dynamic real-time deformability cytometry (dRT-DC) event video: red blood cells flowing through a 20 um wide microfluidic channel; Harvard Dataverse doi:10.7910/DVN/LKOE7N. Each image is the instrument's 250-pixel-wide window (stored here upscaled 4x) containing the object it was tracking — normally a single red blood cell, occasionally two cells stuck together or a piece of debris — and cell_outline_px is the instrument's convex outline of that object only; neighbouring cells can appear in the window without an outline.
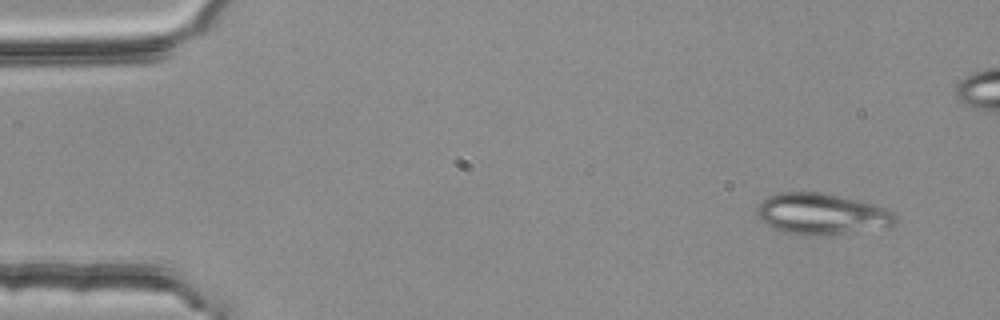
{"species": "common noctule bat (a hibernating species)", "species_latin": "Nyctalus noctula", "temperature_condition": "room temperature", "stored_images_in_passage": 4, "camera_frame_rate_fps": 3000, "um_per_image_px": 0.085, "animal": {"sex": "female", "body_mass_g": 25.1}, "frame": {"image": 1, "passage_image": 1, "time_ms": 0.0, "image_size_px": [1000, 320], "cell_outline_px": [[896, 220], [892, 228], [812, 236], [784, 232], [772, 228], [764, 224], [756, 212], [756, 208], [768, 196], [780, 192], [824, 192], [860, 200], [876, 204], [892, 212], [896, 216]], "centroid_in_image_um": [69.88, 18.19], "position_along_channel_um": 15.1, "area_um2": 33.58}}